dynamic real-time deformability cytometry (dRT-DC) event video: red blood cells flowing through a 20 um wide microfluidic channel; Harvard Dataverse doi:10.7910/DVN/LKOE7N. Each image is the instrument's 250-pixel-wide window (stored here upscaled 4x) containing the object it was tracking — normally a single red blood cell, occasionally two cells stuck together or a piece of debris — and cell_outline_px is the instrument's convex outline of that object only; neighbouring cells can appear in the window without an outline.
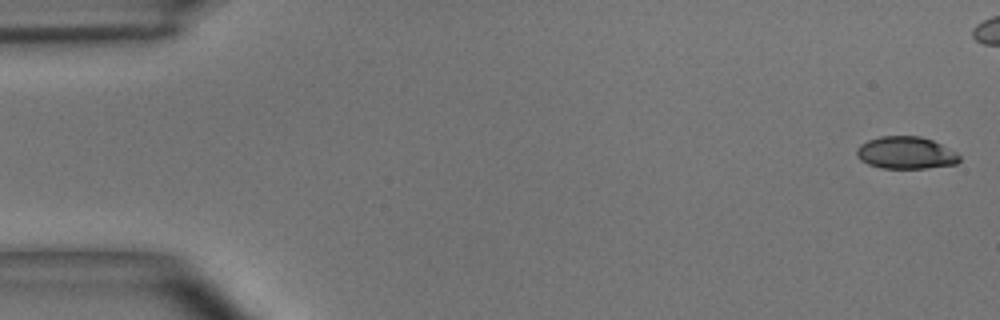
{"species": "common noctule bat (a hibernating species)", "species_latin": "Nyctalus noctula", "temperature_condition": "room temperature", "stored_images_in_passage": 41, "camera_frame_rate_fps": 3000, "um_per_image_px": 0.085, "animal": {"sex": "male", "body_mass_g": 15.6}, "frame": {"image": 1, "passage_image": 1, "time_ms": 0.0, "image_size_px": [1000, 320], "cell_outline_px": [[960, 160], [956, 164], [928, 168], [880, 168], [868, 164], [860, 160], [856, 152], [856, 148], [860, 144], [868, 140], [880, 136], [920, 136], [932, 140], [956, 152], [960, 156]], "centroid_in_image_um": [76.98, 12.99], "position_along_channel_um": 8.0, "area_um2": 19.36}}
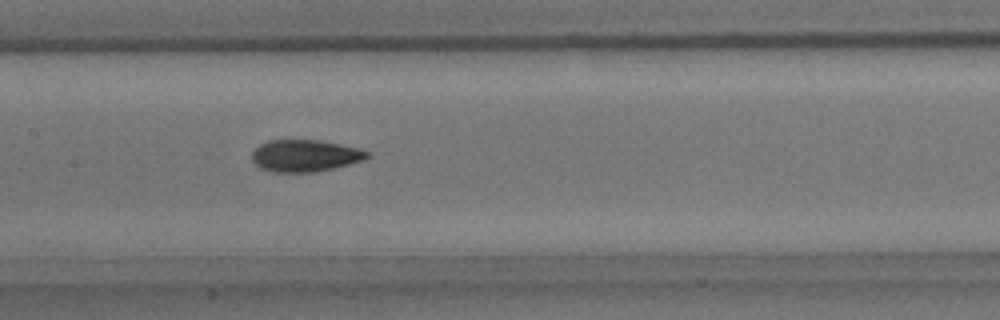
{"frame": {"image": 2, "passage_image": 24, "time_ms": 7.667, "image_size_px": [1000, 320], "cell_outline_px": [[368, 156], [364, 160], [316, 172], [272, 172], [260, 168], [252, 160], [252, 152], [260, 144], [268, 140], [320, 140], [360, 148], [368, 152]], "centroid_in_image_um": [25.91, 13.23], "position_along_channel_um": 181.5, "area_um2": 21.39}}
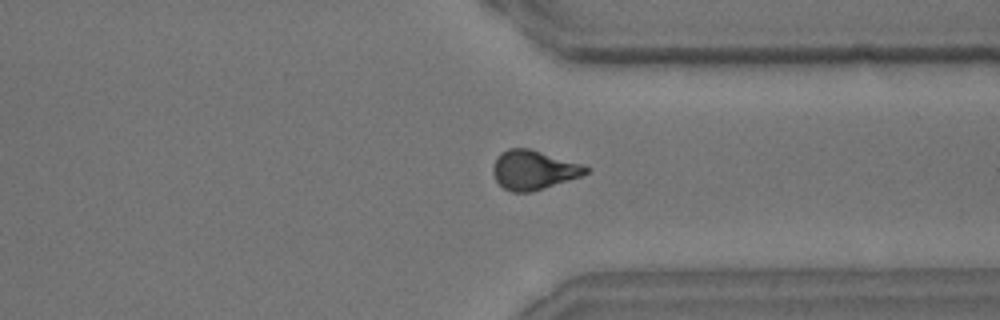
{"frame": {"image": 3, "passage_image": 38, "time_ms": 12.333, "image_size_px": [1000, 320], "cell_outline_px": [[588, 172], [580, 176], [532, 192], [512, 192], [504, 188], [496, 180], [492, 172], [492, 168], [496, 156], [500, 152], [508, 148], [528, 148], [584, 164], [588, 168]], "centroid_in_image_um": [45.32, 14.43], "position_along_channel_um": 366.1, "area_um2": 21.21}}